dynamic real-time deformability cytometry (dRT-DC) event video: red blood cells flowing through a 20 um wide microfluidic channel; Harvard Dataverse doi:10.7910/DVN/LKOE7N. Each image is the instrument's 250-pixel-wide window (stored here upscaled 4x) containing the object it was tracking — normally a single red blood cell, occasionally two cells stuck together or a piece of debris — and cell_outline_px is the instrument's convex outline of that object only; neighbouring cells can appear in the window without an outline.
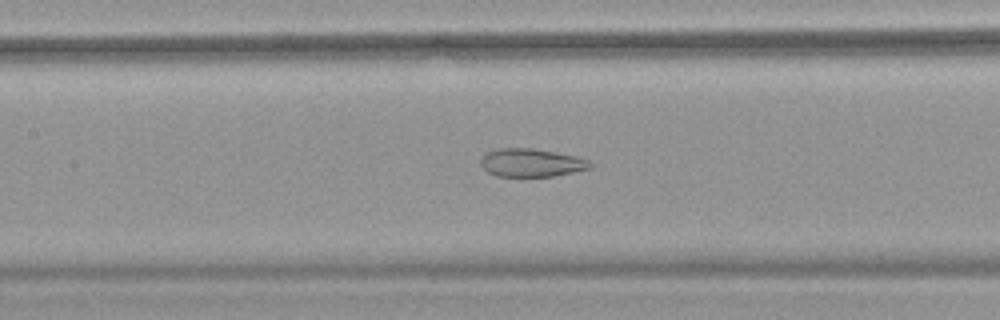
{"species": "common noctule bat (a hibernating species)", "species_latin": "Nyctalus noctula", "temperature_condition": "warm", "stored_images_in_passage": 47, "camera_frame_rate_fps": 3000, "um_per_image_px": 0.085, "animal": {"sex": "female", "body_mass_g": 18.4}, "frame": {"image": 1, "passage_image": 25, "time_ms": 8.0, "image_size_px": [1000, 320], "cell_outline_px": [[592, 168], [552, 176], [496, 176], [488, 172], [480, 164], [480, 160], [488, 152], [500, 148], [532, 148], [556, 152], [576, 156], [588, 160], [592, 164]], "centroid_in_image_um": [45.17, 13.83], "position_along_channel_um": 162.2, "area_um2": 17.8}}
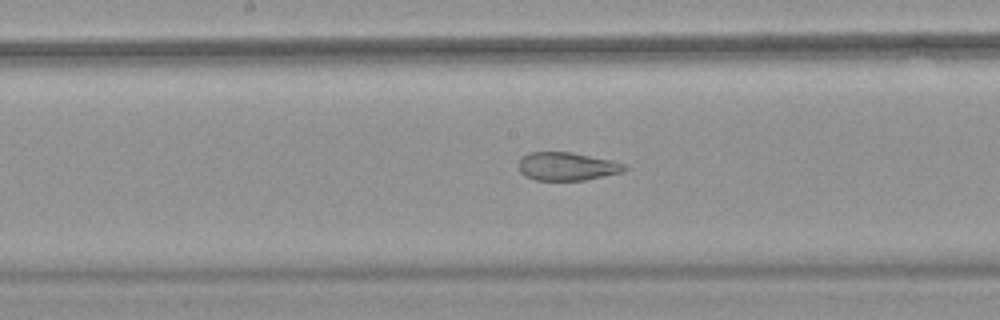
{"frame": {"image": 2, "passage_image": 28, "time_ms": 9.0, "image_size_px": [1000, 320], "cell_outline_px": [[628, 168], [624, 172], [584, 180], [536, 180], [524, 176], [520, 172], [520, 160], [528, 152], [572, 152], [612, 160], [624, 164]], "centroid_in_image_um": [48.22, 14.14], "position_along_channel_um": 200.0, "area_um2": 17.4}}
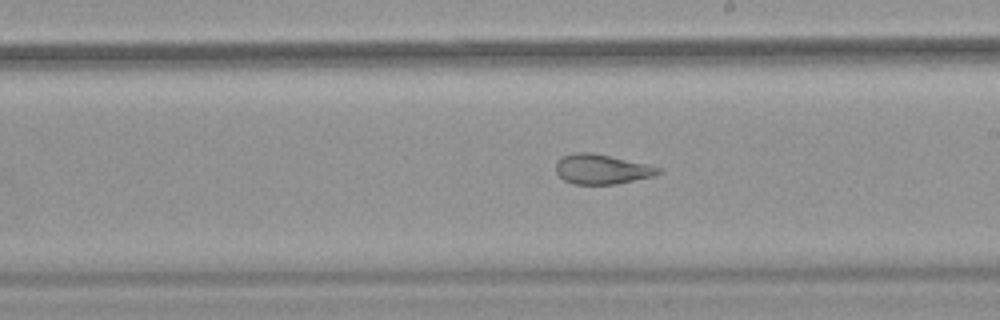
{"frame": {"image": 3, "passage_image": 31, "time_ms": 10.0, "image_size_px": [1000, 320], "cell_outline_px": [[660, 172], [652, 176], [616, 184], [572, 184], [564, 180], [556, 172], [556, 160], [560, 156], [576, 152], [592, 152], [644, 164], [660, 168]], "centroid_in_image_um": [51.05, 14.38], "position_along_channel_um": 237.9, "area_um2": 17.57}, "authors_computed_cell_mechanics": {"area_um2": 23.0622, "velocity_mm_per_s": 3.8123, "shape_relaxation_time_tau1_ms": null, "shape_relaxation_time_tau2_ms": 1.1286, "deformation_change_tau1": null, "deformation_change_tau2": 0.09}}